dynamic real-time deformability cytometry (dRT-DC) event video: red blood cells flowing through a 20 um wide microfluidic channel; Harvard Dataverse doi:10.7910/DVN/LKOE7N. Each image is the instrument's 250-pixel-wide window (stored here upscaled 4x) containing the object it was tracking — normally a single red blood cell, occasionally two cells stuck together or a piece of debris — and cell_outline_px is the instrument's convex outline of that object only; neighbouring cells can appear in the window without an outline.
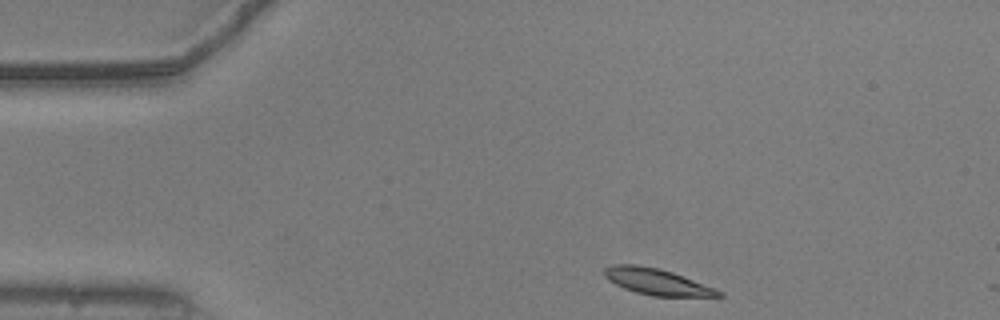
{"species": "common noctule bat (a hibernating species)", "species_latin": "Nyctalus noctula", "temperature_condition": "warm", "stored_images_in_passage": 5, "camera_frame_rate_fps": 3000, "um_per_image_px": 0.085, "animal": {"sex": "male", "body_mass_g": 20.5, "forearm_length_mm": 52.5}, "frame": {"image": 1, "passage_image": 1, "time_ms": 0.0, "image_size_px": [1000, 320], "cell_outline_px": [[724, 296], [720, 300], [652, 296], [636, 292], [624, 288], [608, 280], [604, 276], [604, 268], [612, 264], [636, 264], [660, 268], [672, 272], [716, 288], [724, 292]], "centroid_in_image_um": [56.03, 24.01], "position_along_channel_um": 29.0, "area_um2": 18.55}}